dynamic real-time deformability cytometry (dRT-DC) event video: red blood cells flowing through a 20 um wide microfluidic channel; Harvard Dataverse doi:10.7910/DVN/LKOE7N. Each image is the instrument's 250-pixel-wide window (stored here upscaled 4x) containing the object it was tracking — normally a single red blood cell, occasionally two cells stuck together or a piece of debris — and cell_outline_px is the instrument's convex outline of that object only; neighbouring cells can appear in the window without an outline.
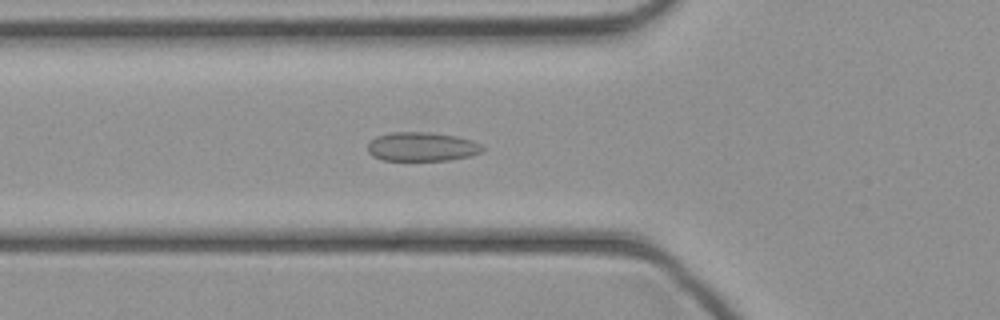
{"species": "common noctule bat (a hibernating species)", "species_latin": "Nyctalus noctula", "temperature_condition": "cold", "stored_images_in_passage": 42, "camera_frame_rate_fps": 3000, "um_per_image_px": 0.085, "animal": {"sex": "female", "body_mass_g": 21.9}, "frame": {"image": 1, "passage_image": 14, "time_ms": 4.333, "image_size_px": [1000, 320], "cell_outline_px": [[484, 148], [480, 152], [472, 156], [448, 160], [380, 160], [372, 156], [368, 152], [368, 144], [376, 136], [392, 132], [428, 132], [456, 136], [472, 140], [480, 144]], "centroid_in_image_um": [35.85, 12.47], "position_along_channel_um": 90.0, "area_um2": 19.42}}
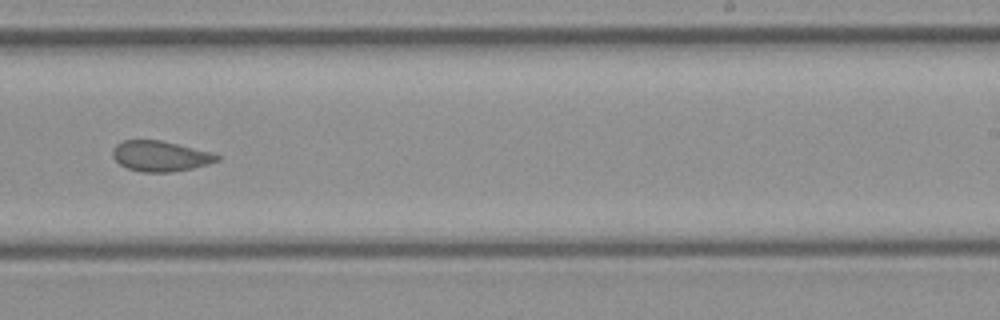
{"frame": {"image": 2, "passage_image": 26, "time_ms": 8.333, "image_size_px": [1000, 320], "cell_outline_px": [[220, 160], [208, 164], [192, 168], [168, 172], [140, 172], [128, 168], [120, 164], [112, 156], [112, 148], [116, 144], [124, 140], [160, 140], [212, 152], [220, 156]], "centroid_in_image_um": [13.62, 13.26], "position_along_channel_um": 275.4, "area_um2": 18.5}}
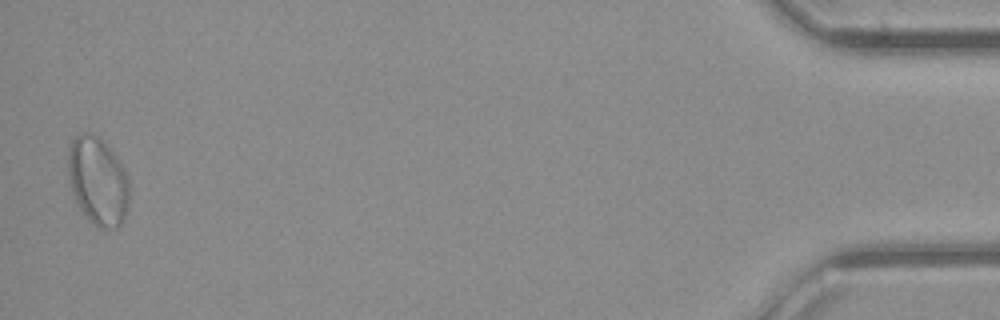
{"frame": {"image": 3, "passage_image": 42, "time_ms": 13.667, "image_size_px": [1000, 320], "cell_outline_px": [[128, 204], [124, 220], [116, 228], [100, 228], [92, 224], [88, 220], [80, 208], [72, 192], [68, 172], [68, 152], [72, 140], [80, 132], [92, 132], [100, 136], [112, 152], [128, 176]], "centroid_in_image_um": [8.31, 15.38], "position_along_channel_um": 426.9, "area_um2": 31.39}}